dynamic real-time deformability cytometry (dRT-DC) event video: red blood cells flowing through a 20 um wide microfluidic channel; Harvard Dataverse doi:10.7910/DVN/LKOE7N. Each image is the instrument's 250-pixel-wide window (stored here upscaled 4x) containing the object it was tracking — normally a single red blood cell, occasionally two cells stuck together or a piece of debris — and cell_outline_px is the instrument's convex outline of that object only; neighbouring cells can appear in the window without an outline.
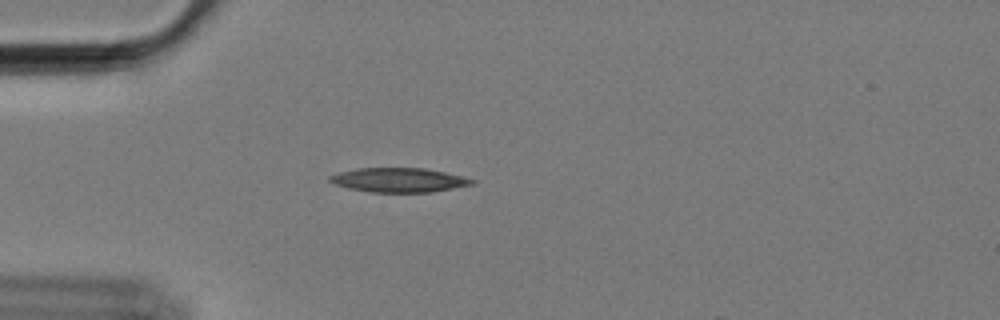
{"species": "Egyptian fruit bat (a non-hibernating species)", "species_latin": "Rousettus aegyptiacus", "temperature_condition": "cold", "stored_images_in_passage": 53, "camera_frame_rate_fps": 3000, "um_per_image_px": 0.085, "animal": {"sex": "female"}, "frame": {"image": 1, "passage_image": 13, "time_ms": 4.0, "image_size_px": [1000, 320], "cell_outline_px": [[476, 184], [432, 192], [372, 192], [348, 188], [336, 184], [328, 180], [328, 176], [340, 172], [356, 168], [424, 168], [444, 172], [476, 180]], "centroid_in_image_um": [33.91, 15.3], "position_along_channel_um": 51.1, "area_um2": 20.06}}
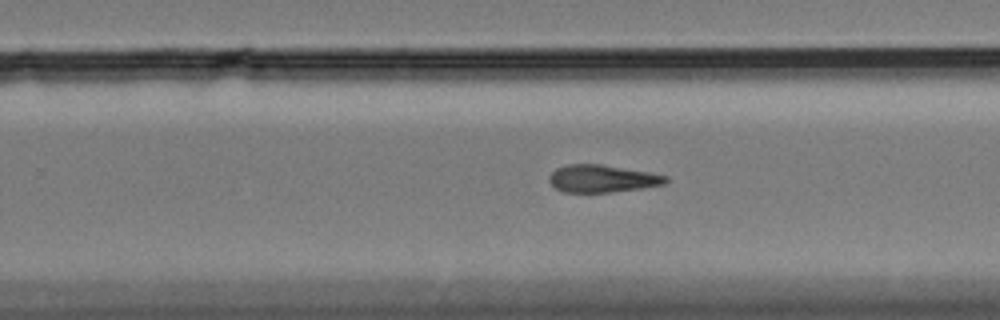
{"frame": {"image": 2, "passage_image": 34, "time_ms": 11.0, "image_size_px": [1000, 320], "cell_outline_px": [[668, 180], [664, 184], [640, 188], [612, 192], [564, 192], [556, 188], [548, 180], [548, 176], [556, 168], [568, 164], [600, 164], [648, 172], [668, 176]], "centroid_in_image_um": [51.16, 15.18], "position_along_channel_um": 278.6, "area_um2": 18.5}}
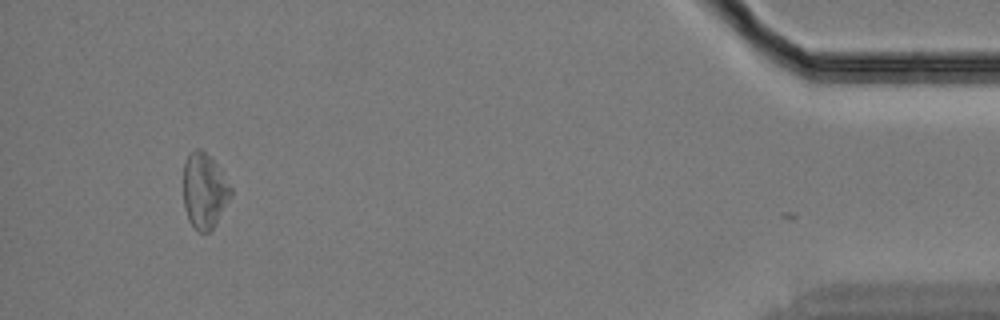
{"frame": {"image": 3, "passage_image": 52, "time_ms": 17.0, "image_size_px": [1000, 320], "cell_outline_px": [[232, 196], [216, 224], [208, 232], [196, 232], [188, 220], [184, 208], [184, 164], [188, 156], [196, 148], [200, 148], [216, 164], [232, 188]], "centroid_in_image_um": [17.37, 16.27], "position_along_channel_um": 417.8, "area_um2": 20.75}, "authors_computed_cell_mechanics": {"area_um2": 20.23, "velocity_mm_per_s": 3.4099, "shape_relaxation_time_tau1_ms": 6.0413, "shape_relaxation_time_tau2_ms": null, "deformation_change_tau1": 0.1362, "deformation_change_tau2": null}}